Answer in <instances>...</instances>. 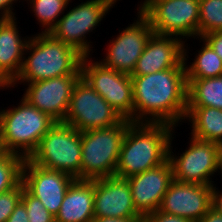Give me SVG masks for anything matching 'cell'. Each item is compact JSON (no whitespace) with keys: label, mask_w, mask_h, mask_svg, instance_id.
<instances>
[{"label":"cell","mask_w":222,"mask_h":222,"mask_svg":"<svg viewBox=\"0 0 222 222\" xmlns=\"http://www.w3.org/2000/svg\"><path fill=\"white\" fill-rule=\"evenodd\" d=\"M10 85L3 79V77L0 76V90L4 89H10Z\"/></svg>","instance_id":"cell-36"},{"label":"cell","mask_w":222,"mask_h":222,"mask_svg":"<svg viewBox=\"0 0 222 222\" xmlns=\"http://www.w3.org/2000/svg\"><path fill=\"white\" fill-rule=\"evenodd\" d=\"M133 122L167 123L177 127L186 122L187 76L181 67L148 75H131Z\"/></svg>","instance_id":"cell-1"},{"label":"cell","mask_w":222,"mask_h":222,"mask_svg":"<svg viewBox=\"0 0 222 222\" xmlns=\"http://www.w3.org/2000/svg\"><path fill=\"white\" fill-rule=\"evenodd\" d=\"M171 138L169 161L172 164L173 180L181 183L214 185L212 176L220 171L221 145L214 142L198 140L191 136L188 148L182 154H174ZM180 155V156H179Z\"/></svg>","instance_id":"cell-9"},{"label":"cell","mask_w":222,"mask_h":222,"mask_svg":"<svg viewBox=\"0 0 222 222\" xmlns=\"http://www.w3.org/2000/svg\"><path fill=\"white\" fill-rule=\"evenodd\" d=\"M94 217L143 218L132 201L127 179L116 176L94 179Z\"/></svg>","instance_id":"cell-17"},{"label":"cell","mask_w":222,"mask_h":222,"mask_svg":"<svg viewBox=\"0 0 222 222\" xmlns=\"http://www.w3.org/2000/svg\"><path fill=\"white\" fill-rule=\"evenodd\" d=\"M222 59V31L208 33L201 37Z\"/></svg>","instance_id":"cell-30"},{"label":"cell","mask_w":222,"mask_h":222,"mask_svg":"<svg viewBox=\"0 0 222 222\" xmlns=\"http://www.w3.org/2000/svg\"><path fill=\"white\" fill-rule=\"evenodd\" d=\"M21 202L25 205L29 222H55V216L43 206L38 198L24 188L23 183Z\"/></svg>","instance_id":"cell-27"},{"label":"cell","mask_w":222,"mask_h":222,"mask_svg":"<svg viewBox=\"0 0 222 222\" xmlns=\"http://www.w3.org/2000/svg\"><path fill=\"white\" fill-rule=\"evenodd\" d=\"M22 198V182L12 190L0 194V222H6Z\"/></svg>","instance_id":"cell-28"},{"label":"cell","mask_w":222,"mask_h":222,"mask_svg":"<svg viewBox=\"0 0 222 222\" xmlns=\"http://www.w3.org/2000/svg\"><path fill=\"white\" fill-rule=\"evenodd\" d=\"M131 121L81 132V179L115 176L122 141Z\"/></svg>","instance_id":"cell-5"},{"label":"cell","mask_w":222,"mask_h":222,"mask_svg":"<svg viewBox=\"0 0 222 222\" xmlns=\"http://www.w3.org/2000/svg\"><path fill=\"white\" fill-rule=\"evenodd\" d=\"M16 105L1 110L0 151L15 153L26 159L56 121L24 98Z\"/></svg>","instance_id":"cell-4"},{"label":"cell","mask_w":222,"mask_h":222,"mask_svg":"<svg viewBox=\"0 0 222 222\" xmlns=\"http://www.w3.org/2000/svg\"><path fill=\"white\" fill-rule=\"evenodd\" d=\"M17 18L0 23V76L10 85L18 76L30 37H21Z\"/></svg>","instance_id":"cell-19"},{"label":"cell","mask_w":222,"mask_h":222,"mask_svg":"<svg viewBox=\"0 0 222 222\" xmlns=\"http://www.w3.org/2000/svg\"><path fill=\"white\" fill-rule=\"evenodd\" d=\"M214 185L212 188V208L222 214V191L220 192L216 184Z\"/></svg>","instance_id":"cell-33"},{"label":"cell","mask_w":222,"mask_h":222,"mask_svg":"<svg viewBox=\"0 0 222 222\" xmlns=\"http://www.w3.org/2000/svg\"><path fill=\"white\" fill-rule=\"evenodd\" d=\"M120 0H87L63 14L50 34L57 40L74 47L83 56H90L93 49L88 34ZM87 36V37H86Z\"/></svg>","instance_id":"cell-8"},{"label":"cell","mask_w":222,"mask_h":222,"mask_svg":"<svg viewBox=\"0 0 222 222\" xmlns=\"http://www.w3.org/2000/svg\"><path fill=\"white\" fill-rule=\"evenodd\" d=\"M135 22L123 29L116 38L109 41L105 58L99 59L106 67L126 74L134 71L136 62L154 34L149 20L138 10Z\"/></svg>","instance_id":"cell-12"},{"label":"cell","mask_w":222,"mask_h":222,"mask_svg":"<svg viewBox=\"0 0 222 222\" xmlns=\"http://www.w3.org/2000/svg\"><path fill=\"white\" fill-rule=\"evenodd\" d=\"M186 120L192 128V137L222 146V109L187 107Z\"/></svg>","instance_id":"cell-21"},{"label":"cell","mask_w":222,"mask_h":222,"mask_svg":"<svg viewBox=\"0 0 222 222\" xmlns=\"http://www.w3.org/2000/svg\"><path fill=\"white\" fill-rule=\"evenodd\" d=\"M94 179H75L65 193L55 222H92Z\"/></svg>","instance_id":"cell-20"},{"label":"cell","mask_w":222,"mask_h":222,"mask_svg":"<svg viewBox=\"0 0 222 222\" xmlns=\"http://www.w3.org/2000/svg\"><path fill=\"white\" fill-rule=\"evenodd\" d=\"M143 222H191L189 219L177 215H170L159 209L143 217Z\"/></svg>","instance_id":"cell-29"},{"label":"cell","mask_w":222,"mask_h":222,"mask_svg":"<svg viewBox=\"0 0 222 222\" xmlns=\"http://www.w3.org/2000/svg\"><path fill=\"white\" fill-rule=\"evenodd\" d=\"M92 222H143V218L94 217Z\"/></svg>","instance_id":"cell-34"},{"label":"cell","mask_w":222,"mask_h":222,"mask_svg":"<svg viewBox=\"0 0 222 222\" xmlns=\"http://www.w3.org/2000/svg\"><path fill=\"white\" fill-rule=\"evenodd\" d=\"M25 158L21 155L0 151V194L8 192L22 182Z\"/></svg>","instance_id":"cell-25"},{"label":"cell","mask_w":222,"mask_h":222,"mask_svg":"<svg viewBox=\"0 0 222 222\" xmlns=\"http://www.w3.org/2000/svg\"><path fill=\"white\" fill-rule=\"evenodd\" d=\"M5 18H3V17H0V23L4 20Z\"/></svg>","instance_id":"cell-38"},{"label":"cell","mask_w":222,"mask_h":222,"mask_svg":"<svg viewBox=\"0 0 222 222\" xmlns=\"http://www.w3.org/2000/svg\"><path fill=\"white\" fill-rule=\"evenodd\" d=\"M213 185L181 183L173 180L166 191L160 211L198 222L212 208Z\"/></svg>","instance_id":"cell-15"},{"label":"cell","mask_w":222,"mask_h":222,"mask_svg":"<svg viewBox=\"0 0 222 222\" xmlns=\"http://www.w3.org/2000/svg\"><path fill=\"white\" fill-rule=\"evenodd\" d=\"M185 42L177 36L153 34L130 75H148L181 67L184 64Z\"/></svg>","instance_id":"cell-18"},{"label":"cell","mask_w":222,"mask_h":222,"mask_svg":"<svg viewBox=\"0 0 222 222\" xmlns=\"http://www.w3.org/2000/svg\"><path fill=\"white\" fill-rule=\"evenodd\" d=\"M199 8V38L222 31V0H200Z\"/></svg>","instance_id":"cell-26"},{"label":"cell","mask_w":222,"mask_h":222,"mask_svg":"<svg viewBox=\"0 0 222 222\" xmlns=\"http://www.w3.org/2000/svg\"><path fill=\"white\" fill-rule=\"evenodd\" d=\"M6 222H29L25 205L20 201Z\"/></svg>","instance_id":"cell-31"},{"label":"cell","mask_w":222,"mask_h":222,"mask_svg":"<svg viewBox=\"0 0 222 222\" xmlns=\"http://www.w3.org/2000/svg\"><path fill=\"white\" fill-rule=\"evenodd\" d=\"M187 107L222 109V76L187 79Z\"/></svg>","instance_id":"cell-22"},{"label":"cell","mask_w":222,"mask_h":222,"mask_svg":"<svg viewBox=\"0 0 222 222\" xmlns=\"http://www.w3.org/2000/svg\"><path fill=\"white\" fill-rule=\"evenodd\" d=\"M91 56H83L82 77L99 93L117 113L133 122V86L131 75L115 71Z\"/></svg>","instance_id":"cell-11"},{"label":"cell","mask_w":222,"mask_h":222,"mask_svg":"<svg viewBox=\"0 0 222 222\" xmlns=\"http://www.w3.org/2000/svg\"><path fill=\"white\" fill-rule=\"evenodd\" d=\"M198 222H222V214L211 208Z\"/></svg>","instance_id":"cell-35"},{"label":"cell","mask_w":222,"mask_h":222,"mask_svg":"<svg viewBox=\"0 0 222 222\" xmlns=\"http://www.w3.org/2000/svg\"><path fill=\"white\" fill-rule=\"evenodd\" d=\"M81 77L82 75H65L23 83L28 87L22 98L56 122H64L74 86Z\"/></svg>","instance_id":"cell-13"},{"label":"cell","mask_w":222,"mask_h":222,"mask_svg":"<svg viewBox=\"0 0 222 222\" xmlns=\"http://www.w3.org/2000/svg\"><path fill=\"white\" fill-rule=\"evenodd\" d=\"M32 7V14L34 13L39 26H41V33H50L56 26L58 20L65 13V9L72 0H23ZM29 1V2H28ZM30 3V4H29ZM44 28V29H43Z\"/></svg>","instance_id":"cell-24"},{"label":"cell","mask_w":222,"mask_h":222,"mask_svg":"<svg viewBox=\"0 0 222 222\" xmlns=\"http://www.w3.org/2000/svg\"><path fill=\"white\" fill-rule=\"evenodd\" d=\"M28 159L45 169L61 171L81 179V132L71 125L56 122Z\"/></svg>","instance_id":"cell-6"},{"label":"cell","mask_w":222,"mask_h":222,"mask_svg":"<svg viewBox=\"0 0 222 222\" xmlns=\"http://www.w3.org/2000/svg\"><path fill=\"white\" fill-rule=\"evenodd\" d=\"M131 187L132 201L142 216L157 211L173 181L172 164L169 159L161 165L127 178Z\"/></svg>","instance_id":"cell-16"},{"label":"cell","mask_w":222,"mask_h":222,"mask_svg":"<svg viewBox=\"0 0 222 222\" xmlns=\"http://www.w3.org/2000/svg\"><path fill=\"white\" fill-rule=\"evenodd\" d=\"M18 0H0V17L3 18H14L16 17L13 12V4Z\"/></svg>","instance_id":"cell-32"},{"label":"cell","mask_w":222,"mask_h":222,"mask_svg":"<svg viewBox=\"0 0 222 222\" xmlns=\"http://www.w3.org/2000/svg\"><path fill=\"white\" fill-rule=\"evenodd\" d=\"M220 171H221L220 174H222V147H221V152H220Z\"/></svg>","instance_id":"cell-37"},{"label":"cell","mask_w":222,"mask_h":222,"mask_svg":"<svg viewBox=\"0 0 222 222\" xmlns=\"http://www.w3.org/2000/svg\"><path fill=\"white\" fill-rule=\"evenodd\" d=\"M200 0H144L137 9L157 35L199 38ZM183 36V37H182Z\"/></svg>","instance_id":"cell-7"},{"label":"cell","mask_w":222,"mask_h":222,"mask_svg":"<svg viewBox=\"0 0 222 222\" xmlns=\"http://www.w3.org/2000/svg\"><path fill=\"white\" fill-rule=\"evenodd\" d=\"M175 127L167 123L131 122L124 135L115 176L127 179L169 158Z\"/></svg>","instance_id":"cell-2"},{"label":"cell","mask_w":222,"mask_h":222,"mask_svg":"<svg viewBox=\"0 0 222 222\" xmlns=\"http://www.w3.org/2000/svg\"><path fill=\"white\" fill-rule=\"evenodd\" d=\"M75 180L71 175L40 167L25 159L22 168L24 188L38 198L43 206L54 216L57 215L65 193Z\"/></svg>","instance_id":"cell-14"},{"label":"cell","mask_w":222,"mask_h":222,"mask_svg":"<svg viewBox=\"0 0 222 222\" xmlns=\"http://www.w3.org/2000/svg\"><path fill=\"white\" fill-rule=\"evenodd\" d=\"M123 120L83 77L77 81L63 123L83 132L111 127Z\"/></svg>","instance_id":"cell-10"},{"label":"cell","mask_w":222,"mask_h":222,"mask_svg":"<svg viewBox=\"0 0 222 222\" xmlns=\"http://www.w3.org/2000/svg\"><path fill=\"white\" fill-rule=\"evenodd\" d=\"M197 39L200 40V42L202 41L203 45H201L202 47L197 51L198 53H196L195 59L190 65L189 62H187L189 59L188 44H184V63L187 79H204L222 76V59L204 40L201 38Z\"/></svg>","instance_id":"cell-23"},{"label":"cell","mask_w":222,"mask_h":222,"mask_svg":"<svg viewBox=\"0 0 222 222\" xmlns=\"http://www.w3.org/2000/svg\"><path fill=\"white\" fill-rule=\"evenodd\" d=\"M82 58L74 47L55 39L50 33L38 32L30 36L21 70L10 87L59 76L82 75Z\"/></svg>","instance_id":"cell-3"}]
</instances>
